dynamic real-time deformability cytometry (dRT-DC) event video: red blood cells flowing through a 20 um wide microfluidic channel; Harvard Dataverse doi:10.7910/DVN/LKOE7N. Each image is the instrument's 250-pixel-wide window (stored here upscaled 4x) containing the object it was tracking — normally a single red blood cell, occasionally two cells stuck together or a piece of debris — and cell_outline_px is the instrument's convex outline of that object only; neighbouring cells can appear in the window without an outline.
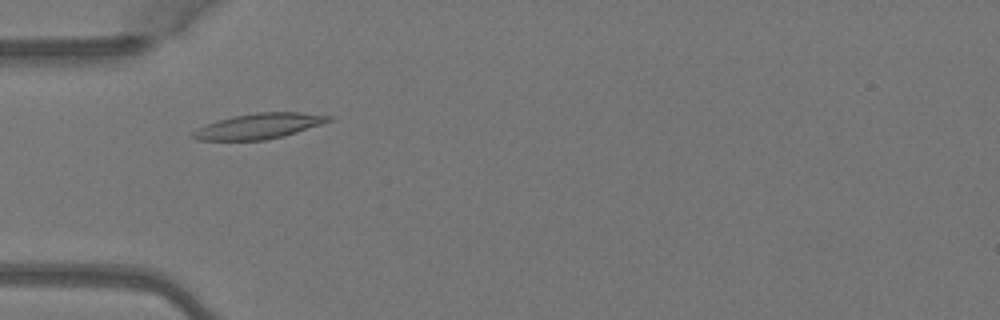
{"species": "Egyptian fruit bat (a non-hibernating species)", "species_latin": "Rousettus aegyptiacus", "temperature_condition": "warm", "stored_images_in_passage": 6, "camera_frame_rate_fps": 3000, "um_per_image_px": 0.085, "animal": {"sex": "female"}, "frame": {"image": 1, "passage_image": 4, "time_ms": 1.0, "image_size_px": [1000, 320], "cell_outline_px": [[336, 116], [332, 120], [284, 136], [264, 140], [196, 140], [192, 136], [192, 132], [196, 128], [216, 120], [232, 116], [256, 112], [300, 112]], "centroid_in_image_um": [22.0, 10.7], "position_along_channel_um": 63.0, "area_um2": 20.17}}
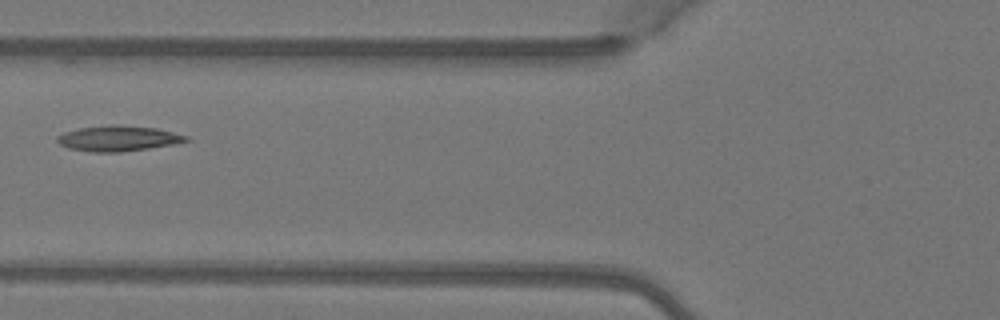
{"frame": {"image": 2, "passage_image": 5, "time_ms": 1.333, "image_size_px": [1000, 320], "cell_outline_px": [[192, 140], [172, 144], [148, 148], [120, 152], [92, 152], [68, 148], [60, 144], [56, 140], [56, 136], [64, 132], [80, 128], [108, 124], [116, 124], [156, 128], [188, 136]], "centroid_in_image_um": [10.02, 11.76], "position_along_channel_um": 115.8, "area_um2": 19.13}}
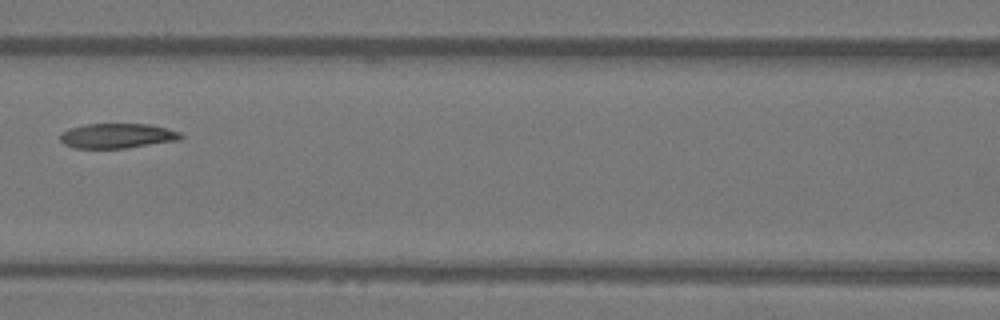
{"frame": {"image": 3, "passage_image": 6, "time_ms": 1.667, "image_size_px": [1000, 320], "cell_outline_px": [[184, 136], [180, 140], [128, 148], [72, 148], [64, 144], [60, 140], [60, 132], [68, 128], [84, 124], [148, 124], [168, 128], [180, 132]], "centroid_in_image_um": [9.96, 11.54], "position_along_channel_um": 156.6, "area_um2": 17.74}}